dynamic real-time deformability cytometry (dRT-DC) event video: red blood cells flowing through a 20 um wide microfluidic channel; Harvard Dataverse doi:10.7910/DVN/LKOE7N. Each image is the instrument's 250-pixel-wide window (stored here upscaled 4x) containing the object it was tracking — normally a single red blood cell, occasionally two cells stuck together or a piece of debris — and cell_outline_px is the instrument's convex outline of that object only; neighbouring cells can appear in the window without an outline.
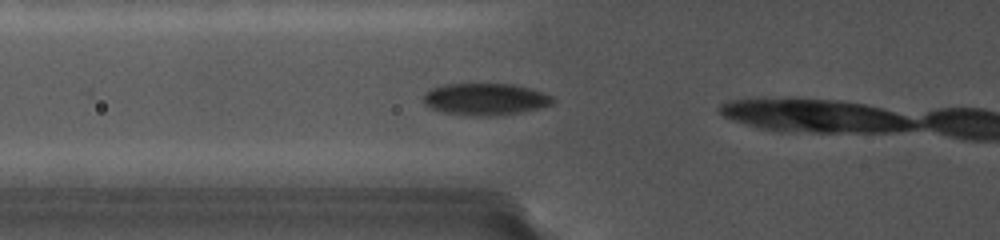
{"species": "common noctule bat (a hibernating species)", "species_latin": "Nyctalus noctula", "temperature_condition": "cold", "stored_images_in_passage": 3, "camera_frame_rate_fps": 5000, "um_per_image_px": 0.085, "animal": {"sex": "female", "body_mass_g": 19.0, "forearm_length_mm": 56.7}, "frame": {"image": 1, "passage_image": 2, "time_ms": 0.6, "image_size_px": [1000, 240], "cell_outline_px": [[552, 104], [520, 112], [492, 116], [472, 116], [444, 112], [428, 108], [424, 104], [424, 96], [428, 92], [436, 88], [448, 84], [512, 84], [528, 88], [552, 96]], "centroid_in_image_um": [41.22, 8.44], "position_along_channel_um": 84.6, "area_um2": 23.52}}